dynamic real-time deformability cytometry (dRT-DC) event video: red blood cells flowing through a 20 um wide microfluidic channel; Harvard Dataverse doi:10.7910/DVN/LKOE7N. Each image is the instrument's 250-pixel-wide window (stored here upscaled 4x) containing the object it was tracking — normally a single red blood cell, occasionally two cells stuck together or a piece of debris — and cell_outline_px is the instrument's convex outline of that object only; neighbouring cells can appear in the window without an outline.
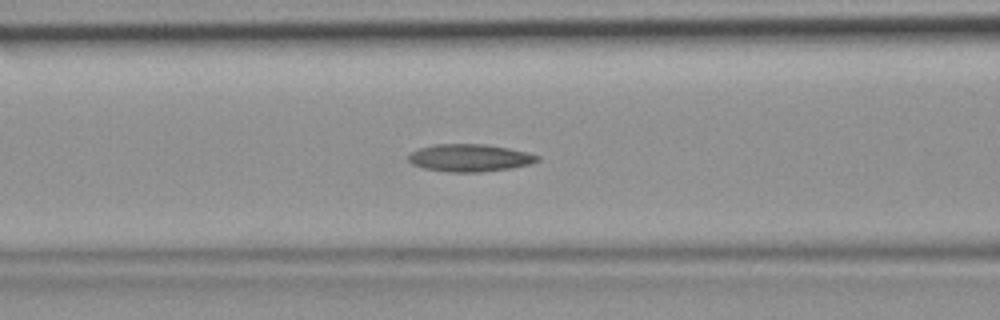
{"species": "common noctule bat (a hibernating species)", "species_latin": "Nyctalus noctula", "temperature_condition": "room temperature", "stored_images_in_passage": 46, "camera_frame_rate_fps": 3000, "um_per_image_px": 0.085, "animal": {"sex": "female", "body_mass_g": 19.9}, "frame": {"image": 1, "passage_image": 19, "time_ms": 6.0, "image_size_px": [1000, 320], "cell_outline_px": [[540, 160], [528, 164], [512, 168], [480, 172], [448, 172], [424, 168], [412, 164], [408, 160], [408, 156], [412, 152], [420, 148], [432, 144], [484, 144], [508, 148], [528, 152], [540, 156]], "centroid_in_image_um": [39.93, 13.41], "position_along_channel_um": 126.7, "area_um2": 20.63}}
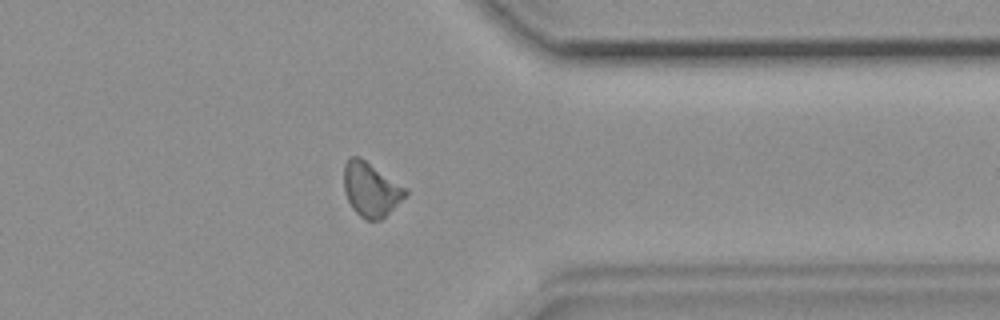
{"frame": {"image": 2, "passage_image": 37, "time_ms": 12.0, "image_size_px": [1000, 320], "cell_outline_px": [[408, 196], [380, 220], [368, 220], [360, 216], [352, 208], [344, 192], [344, 164], [352, 156], [360, 156], [404, 188], [408, 192]], "centroid_in_image_um": [31.51, 16.12], "position_along_channel_um": 379.9, "area_um2": 19.13}}
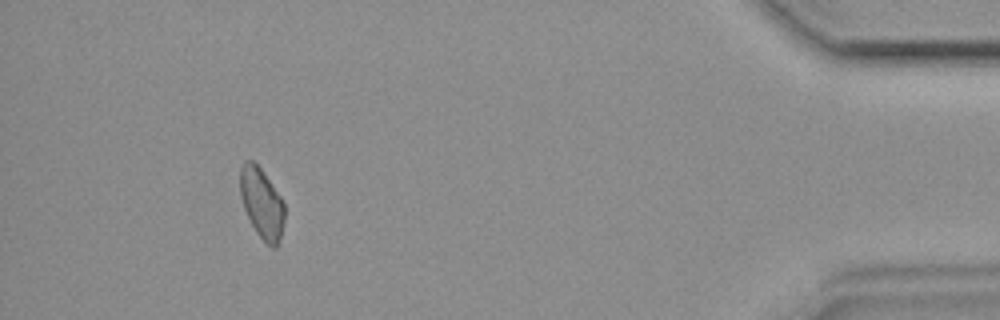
{"frame": {"image": 3, "passage_image": 43, "time_ms": 14.0, "image_size_px": [1000, 320], "cell_outline_px": [[284, 220], [280, 240], [276, 248], [272, 248], [256, 232], [244, 208], [240, 196], [240, 168], [244, 160], [252, 160], [260, 168], [280, 196], [284, 204]], "centroid_in_image_um": [22.24, 17.27], "position_along_channel_um": 413.0, "area_um2": 17.98}}